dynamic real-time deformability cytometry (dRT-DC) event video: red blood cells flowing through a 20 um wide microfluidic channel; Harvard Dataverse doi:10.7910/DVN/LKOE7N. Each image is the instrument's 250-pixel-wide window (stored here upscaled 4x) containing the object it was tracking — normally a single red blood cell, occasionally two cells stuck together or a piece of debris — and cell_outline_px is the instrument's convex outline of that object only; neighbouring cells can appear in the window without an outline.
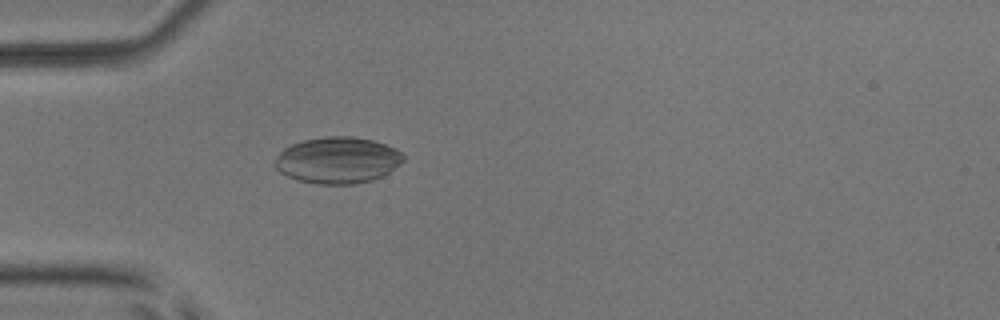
{"species": "common noctule bat (a hibernating species)", "species_latin": "Nyctalus noctula", "temperature_condition": "room temperature", "stored_images_in_passage": 52, "camera_frame_rate_fps": 3000, "um_per_image_px": 0.085, "animal": {"sex": "male", "body_mass_g": 17.9, "forearm_length_mm": 54.2}, "frame": {"image": 1, "passage_image": 16, "time_ms": 5.0, "image_size_px": [1000, 320], "cell_outline_px": [[404, 160], [384, 176], [372, 180], [356, 184], [316, 184], [296, 180], [280, 172], [272, 164], [280, 152], [284, 148], [292, 144], [304, 140], [324, 136], [352, 136], [372, 140], [396, 148], [404, 156]], "centroid_in_image_um": [28.69, 13.62], "position_along_channel_um": 56.3, "area_um2": 34.91}}
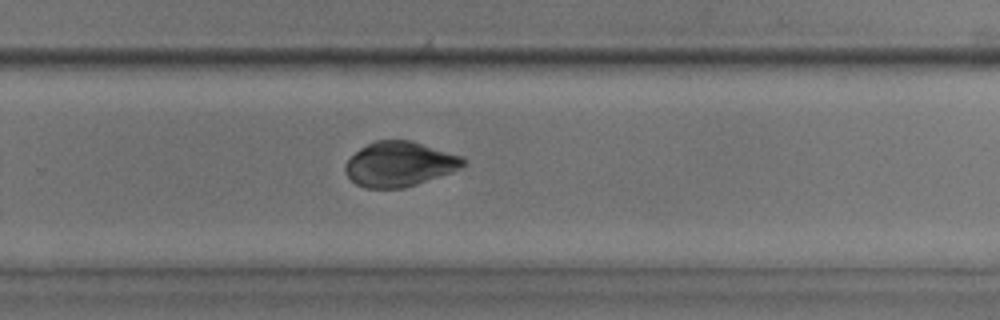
{"frame": {"image": 2, "passage_image": 35, "time_ms": 11.333, "image_size_px": [1000, 320], "cell_outline_px": [[464, 164], [460, 168], [452, 172], [404, 188], [364, 188], [356, 184], [344, 172], [344, 164], [360, 148], [376, 140], [412, 140], [464, 156]], "centroid_in_image_um": [33.96, 13.94], "position_along_channel_um": 295.8, "area_um2": 30.87}}
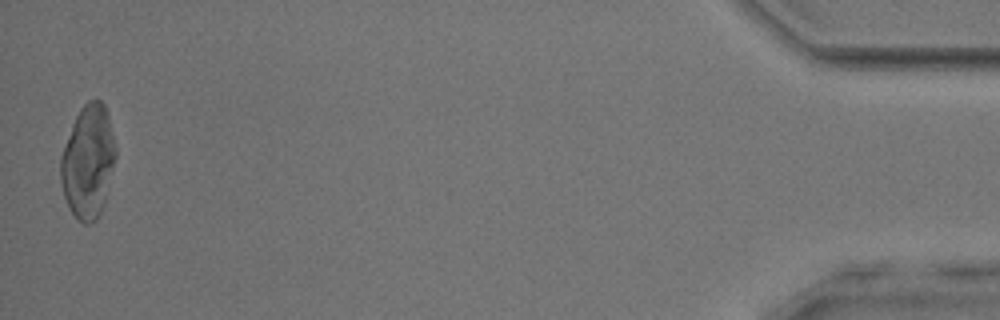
{"frame": {"image": 3, "passage_image": 52, "time_ms": 17.0, "image_size_px": [1000, 320], "cell_outline_px": [[116, 156], [104, 200], [100, 212], [96, 220], [92, 224], [84, 224], [68, 208], [64, 196], [60, 180], [60, 156], [72, 124], [80, 108], [88, 100], [100, 100], [104, 104], [108, 116], [116, 148]], "centroid_in_image_um": [7.46, 13.73], "position_along_channel_um": 427.7, "area_um2": 35.95}}